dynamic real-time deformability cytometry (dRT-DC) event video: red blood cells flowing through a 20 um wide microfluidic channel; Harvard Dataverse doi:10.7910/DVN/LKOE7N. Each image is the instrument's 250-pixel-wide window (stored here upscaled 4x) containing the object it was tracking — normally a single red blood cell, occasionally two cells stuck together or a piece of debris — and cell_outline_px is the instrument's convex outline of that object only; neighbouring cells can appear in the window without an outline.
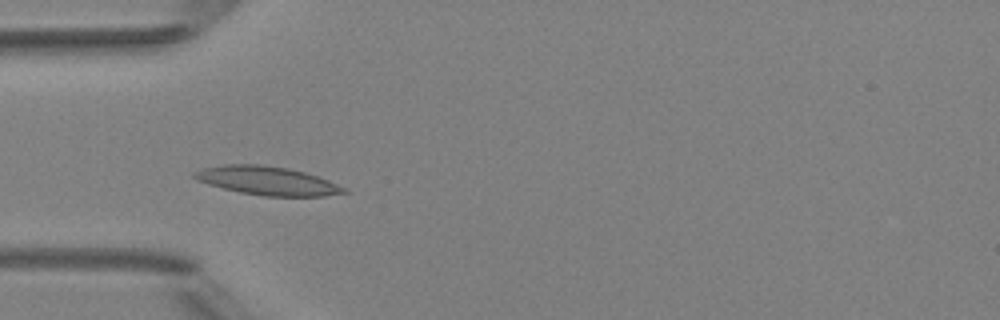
{"species": "Egyptian fruit bat (a non-hibernating species)", "species_latin": "Rousettus aegyptiacus", "temperature_condition": "room temperature", "stored_images_in_passage": 7, "camera_frame_rate_fps": 3000, "um_per_image_px": 0.085, "animal": {"sex": "female"}, "frame": {"image": 1, "passage_image": 4, "time_ms": 4.333, "image_size_px": [1000, 320], "cell_outline_px": [[348, 192], [324, 196], [264, 196], [240, 192], [208, 184], [196, 180], [192, 176], [192, 172], [204, 168], [224, 164], [256, 164], [288, 168], [304, 172], [328, 180], [348, 188]], "centroid_in_image_um": [22.72, 15.36], "position_along_channel_um": 62.3, "area_um2": 24.85}}
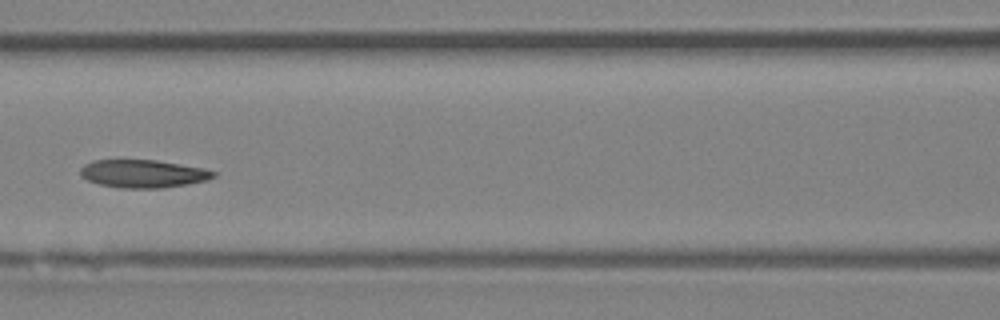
{"frame": {"image": 2, "passage_image": 6, "time_ms": 6.667, "image_size_px": [1000, 320], "cell_outline_px": [[216, 176], [208, 180], [188, 184], [164, 188], [120, 188], [100, 184], [88, 180], [80, 176], [80, 168], [84, 164], [92, 160], [156, 160], [204, 168], [216, 172]], "centroid_in_image_um": [12.17, 14.76], "position_along_channel_um": 154.4, "area_um2": 21.79}}
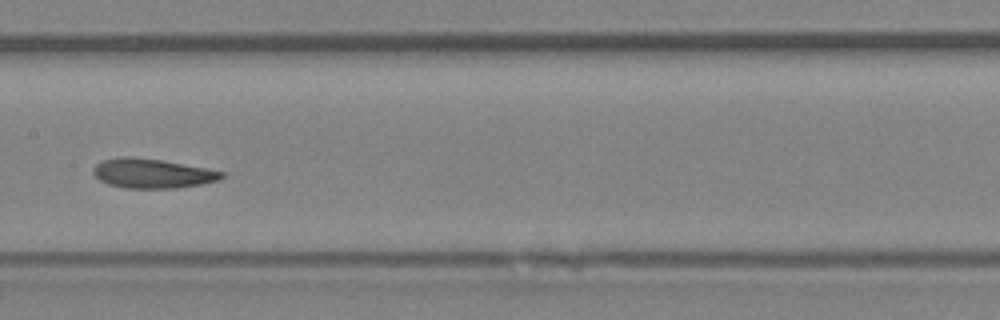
{"frame": {"image": 3, "passage_image": 7, "time_ms": 7.667, "image_size_px": [1000, 320], "cell_outline_px": [[224, 176], [220, 180], [200, 184], [176, 188], [128, 188], [108, 184], [100, 180], [92, 172], [92, 168], [96, 164], [104, 160], [120, 156], [132, 156], [160, 160], [204, 168], [224, 172]], "centroid_in_image_um": [12.91, 14.74], "position_along_channel_um": 194.5, "area_um2": 21.85}}